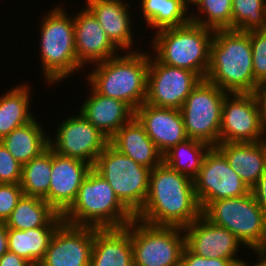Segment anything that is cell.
Segmentation results:
<instances>
[{"mask_svg":"<svg viewBox=\"0 0 266 266\" xmlns=\"http://www.w3.org/2000/svg\"><path fill=\"white\" fill-rule=\"evenodd\" d=\"M0 266H33L30 262L24 258L7 251L2 257H0Z\"/></svg>","mask_w":266,"mask_h":266,"instance_id":"cell-39","label":"cell"},{"mask_svg":"<svg viewBox=\"0 0 266 266\" xmlns=\"http://www.w3.org/2000/svg\"><path fill=\"white\" fill-rule=\"evenodd\" d=\"M202 215L217 226L232 232L253 254L266 245V214L253 193L209 202Z\"/></svg>","mask_w":266,"mask_h":266,"instance_id":"cell-7","label":"cell"},{"mask_svg":"<svg viewBox=\"0 0 266 266\" xmlns=\"http://www.w3.org/2000/svg\"><path fill=\"white\" fill-rule=\"evenodd\" d=\"M90 266H134L129 230L95 227Z\"/></svg>","mask_w":266,"mask_h":266,"instance_id":"cell-24","label":"cell"},{"mask_svg":"<svg viewBox=\"0 0 266 266\" xmlns=\"http://www.w3.org/2000/svg\"><path fill=\"white\" fill-rule=\"evenodd\" d=\"M150 53L145 103L180 109L202 78L190 70L163 64Z\"/></svg>","mask_w":266,"mask_h":266,"instance_id":"cell-13","label":"cell"},{"mask_svg":"<svg viewBox=\"0 0 266 266\" xmlns=\"http://www.w3.org/2000/svg\"><path fill=\"white\" fill-rule=\"evenodd\" d=\"M266 140L257 97L254 93H228L222 107L219 143Z\"/></svg>","mask_w":266,"mask_h":266,"instance_id":"cell-11","label":"cell"},{"mask_svg":"<svg viewBox=\"0 0 266 266\" xmlns=\"http://www.w3.org/2000/svg\"><path fill=\"white\" fill-rule=\"evenodd\" d=\"M252 65L255 81H266V30L250 31Z\"/></svg>","mask_w":266,"mask_h":266,"instance_id":"cell-34","label":"cell"},{"mask_svg":"<svg viewBox=\"0 0 266 266\" xmlns=\"http://www.w3.org/2000/svg\"><path fill=\"white\" fill-rule=\"evenodd\" d=\"M155 32L149 44L151 55L163 64L187 69L206 78L215 30L190 21Z\"/></svg>","mask_w":266,"mask_h":266,"instance_id":"cell-6","label":"cell"},{"mask_svg":"<svg viewBox=\"0 0 266 266\" xmlns=\"http://www.w3.org/2000/svg\"><path fill=\"white\" fill-rule=\"evenodd\" d=\"M211 148L205 142L187 138L163 154V162L173 170L190 177L198 175L204 157Z\"/></svg>","mask_w":266,"mask_h":266,"instance_id":"cell-30","label":"cell"},{"mask_svg":"<svg viewBox=\"0 0 266 266\" xmlns=\"http://www.w3.org/2000/svg\"><path fill=\"white\" fill-rule=\"evenodd\" d=\"M36 116L28 123L17 127L0 142L22 165L39 156L49 147V135ZM48 134V135H46Z\"/></svg>","mask_w":266,"mask_h":266,"instance_id":"cell-26","label":"cell"},{"mask_svg":"<svg viewBox=\"0 0 266 266\" xmlns=\"http://www.w3.org/2000/svg\"><path fill=\"white\" fill-rule=\"evenodd\" d=\"M246 260H226L200 257L192 253L186 246L181 255L180 266H243Z\"/></svg>","mask_w":266,"mask_h":266,"instance_id":"cell-37","label":"cell"},{"mask_svg":"<svg viewBox=\"0 0 266 266\" xmlns=\"http://www.w3.org/2000/svg\"><path fill=\"white\" fill-rule=\"evenodd\" d=\"M257 97L264 125L266 126V81L258 84L254 92Z\"/></svg>","mask_w":266,"mask_h":266,"instance_id":"cell-40","label":"cell"},{"mask_svg":"<svg viewBox=\"0 0 266 266\" xmlns=\"http://www.w3.org/2000/svg\"><path fill=\"white\" fill-rule=\"evenodd\" d=\"M93 166L83 160L64 157L52 150L49 205L63 214L76 199L82 182Z\"/></svg>","mask_w":266,"mask_h":266,"instance_id":"cell-18","label":"cell"},{"mask_svg":"<svg viewBox=\"0 0 266 266\" xmlns=\"http://www.w3.org/2000/svg\"><path fill=\"white\" fill-rule=\"evenodd\" d=\"M93 168L110 184L120 202L136 216L147 198L151 169L136 163L110 143L97 157Z\"/></svg>","mask_w":266,"mask_h":266,"instance_id":"cell-8","label":"cell"},{"mask_svg":"<svg viewBox=\"0 0 266 266\" xmlns=\"http://www.w3.org/2000/svg\"><path fill=\"white\" fill-rule=\"evenodd\" d=\"M142 18L146 26L156 31L189 23L190 8L182 0H141Z\"/></svg>","mask_w":266,"mask_h":266,"instance_id":"cell-28","label":"cell"},{"mask_svg":"<svg viewBox=\"0 0 266 266\" xmlns=\"http://www.w3.org/2000/svg\"><path fill=\"white\" fill-rule=\"evenodd\" d=\"M193 184L201 209L211 201L241 197L251 191L216 147L206 153Z\"/></svg>","mask_w":266,"mask_h":266,"instance_id":"cell-14","label":"cell"},{"mask_svg":"<svg viewBox=\"0 0 266 266\" xmlns=\"http://www.w3.org/2000/svg\"><path fill=\"white\" fill-rule=\"evenodd\" d=\"M22 164L0 142V183L17 184L21 182Z\"/></svg>","mask_w":266,"mask_h":266,"instance_id":"cell-35","label":"cell"},{"mask_svg":"<svg viewBox=\"0 0 266 266\" xmlns=\"http://www.w3.org/2000/svg\"><path fill=\"white\" fill-rule=\"evenodd\" d=\"M62 218L63 222L75 226L121 228L135 216L120 202L103 176L92 168Z\"/></svg>","mask_w":266,"mask_h":266,"instance_id":"cell-4","label":"cell"},{"mask_svg":"<svg viewBox=\"0 0 266 266\" xmlns=\"http://www.w3.org/2000/svg\"><path fill=\"white\" fill-rule=\"evenodd\" d=\"M57 227H37L25 231L8 229V251L24 258L33 266L43 259Z\"/></svg>","mask_w":266,"mask_h":266,"instance_id":"cell-29","label":"cell"},{"mask_svg":"<svg viewBox=\"0 0 266 266\" xmlns=\"http://www.w3.org/2000/svg\"><path fill=\"white\" fill-rule=\"evenodd\" d=\"M185 246L194 254L214 259L243 260L237 257L241 242L229 230L217 226L203 215L183 228Z\"/></svg>","mask_w":266,"mask_h":266,"instance_id":"cell-16","label":"cell"},{"mask_svg":"<svg viewBox=\"0 0 266 266\" xmlns=\"http://www.w3.org/2000/svg\"><path fill=\"white\" fill-rule=\"evenodd\" d=\"M140 51L120 53L93 65L86 75L89 86L98 94L124 101L135 111L145 103L149 69V52Z\"/></svg>","mask_w":266,"mask_h":266,"instance_id":"cell-3","label":"cell"},{"mask_svg":"<svg viewBox=\"0 0 266 266\" xmlns=\"http://www.w3.org/2000/svg\"><path fill=\"white\" fill-rule=\"evenodd\" d=\"M51 168L52 149L50 147L22 165L20 185L24 195L43 198L49 204Z\"/></svg>","mask_w":266,"mask_h":266,"instance_id":"cell-31","label":"cell"},{"mask_svg":"<svg viewBox=\"0 0 266 266\" xmlns=\"http://www.w3.org/2000/svg\"><path fill=\"white\" fill-rule=\"evenodd\" d=\"M64 118L49 136V147L58 155L83 160L94 166L97 157L109 144V138L94 127L80 111Z\"/></svg>","mask_w":266,"mask_h":266,"instance_id":"cell-12","label":"cell"},{"mask_svg":"<svg viewBox=\"0 0 266 266\" xmlns=\"http://www.w3.org/2000/svg\"><path fill=\"white\" fill-rule=\"evenodd\" d=\"M8 228L5 223H0V257L8 251Z\"/></svg>","mask_w":266,"mask_h":266,"instance_id":"cell-41","label":"cell"},{"mask_svg":"<svg viewBox=\"0 0 266 266\" xmlns=\"http://www.w3.org/2000/svg\"><path fill=\"white\" fill-rule=\"evenodd\" d=\"M189 7L192 6L197 0H182ZM191 4V5H190Z\"/></svg>","mask_w":266,"mask_h":266,"instance_id":"cell-44","label":"cell"},{"mask_svg":"<svg viewBox=\"0 0 266 266\" xmlns=\"http://www.w3.org/2000/svg\"><path fill=\"white\" fill-rule=\"evenodd\" d=\"M206 80L228 93H254L250 31L215 30Z\"/></svg>","mask_w":266,"mask_h":266,"instance_id":"cell-2","label":"cell"},{"mask_svg":"<svg viewBox=\"0 0 266 266\" xmlns=\"http://www.w3.org/2000/svg\"><path fill=\"white\" fill-rule=\"evenodd\" d=\"M255 258H257V261L256 263H252L253 265L251 264V266H266V260L259 253H257ZM248 262L247 260L243 266H250Z\"/></svg>","mask_w":266,"mask_h":266,"instance_id":"cell-42","label":"cell"},{"mask_svg":"<svg viewBox=\"0 0 266 266\" xmlns=\"http://www.w3.org/2000/svg\"><path fill=\"white\" fill-rule=\"evenodd\" d=\"M190 8L198 10L190 13L191 22L213 30L232 29V0H197Z\"/></svg>","mask_w":266,"mask_h":266,"instance_id":"cell-32","label":"cell"},{"mask_svg":"<svg viewBox=\"0 0 266 266\" xmlns=\"http://www.w3.org/2000/svg\"><path fill=\"white\" fill-rule=\"evenodd\" d=\"M23 195L20 183H0V223L6 222Z\"/></svg>","mask_w":266,"mask_h":266,"instance_id":"cell-36","label":"cell"},{"mask_svg":"<svg viewBox=\"0 0 266 266\" xmlns=\"http://www.w3.org/2000/svg\"><path fill=\"white\" fill-rule=\"evenodd\" d=\"M57 6L41 17L39 29L41 68L43 78L50 87L84 70L76 55L73 16L68 14L63 5Z\"/></svg>","mask_w":266,"mask_h":266,"instance_id":"cell-5","label":"cell"},{"mask_svg":"<svg viewBox=\"0 0 266 266\" xmlns=\"http://www.w3.org/2000/svg\"><path fill=\"white\" fill-rule=\"evenodd\" d=\"M216 148L251 190L266 168V140L219 143Z\"/></svg>","mask_w":266,"mask_h":266,"instance_id":"cell-23","label":"cell"},{"mask_svg":"<svg viewBox=\"0 0 266 266\" xmlns=\"http://www.w3.org/2000/svg\"><path fill=\"white\" fill-rule=\"evenodd\" d=\"M259 254L266 260V245L263 247V249L259 252Z\"/></svg>","mask_w":266,"mask_h":266,"instance_id":"cell-43","label":"cell"},{"mask_svg":"<svg viewBox=\"0 0 266 266\" xmlns=\"http://www.w3.org/2000/svg\"><path fill=\"white\" fill-rule=\"evenodd\" d=\"M135 117L162 154L188 138L180 109L143 103L135 110Z\"/></svg>","mask_w":266,"mask_h":266,"instance_id":"cell-19","label":"cell"},{"mask_svg":"<svg viewBox=\"0 0 266 266\" xmlns=\"http://www.w3.org/2000/svg\"><path fill=\"white\" fill-rule=\"evenodd\" d=\"M63 222L43 198L23 195L5 225L8 229L28 230L37 227H58Z\"/></svg>","mask_w":266,"mask_h":266,"instance_id":"cell-25","label":"cell"},{"mask_svg":"<svg viewBox=\"0 0 266 266\" xmlns=\"http://www.w3.org/2000/svg\"><path fill=\"white\" fill-rule=\"evenodd\" d=\"M73 19L76 55L84 70L86 64L95 65L121 53L86 6L75 13Z\"/></svg>","mask_w":266,"mask_h":266,"instance_id":"cell-17","label":"cell"},{"mask_svg":"<svg viewBox=\"0 0 266 266\" xmlns=\"http://www.w3.org/2000/svg\"><path fill=\"white\" fill-rule=\"evenodd\" d=\"M228 92L202 79L187 97L180 112L188 138L219 144V134L224 98Z\"/></svg>","mask_w":266,"mask_h":266,"instance_id":"cell-10","label":"cell"},{"mask_svg":"<svg viewBox=\"0 0 266 266\" xmlns=\"http://www.w3.org/2000/svg\"><path fill=\"white\" fill-rule=\"evenodd\" d=\"M95 227L62 222L38 266H90Z\"/></svg>","mask_w":266,"mask_h":266,"instance_id":"cell-15","label":"cell"},{"mask_svg":"<svg viewBox=\"0 0 266 266\" xmlns=\"http://www.w3.org/2000/svg\"><path fill=\"white\" fill-rule=\"evenodd\" d=\"M109 143L122 154L151 170L163 162V154L135 116L109 139Z\"/></svg>","mask_w":266,"mask_h":266,"instance_id":"cell-22","label":"cell"},{"mask_svg":"<svg viewBox=\"0 0 266 266\" xmlns=\"http://www.w3.org/2000/svg\"><path fill=\"white\" fill-rule=\"evenodd\" d=\"M232 29L266 30V0H232Z\"/></svg>","mask_w":266,"mask_h":266,"instance_id":"cell-33","label":"cell"},{"mask_svg":"<svg viewBox=\"0 0 266 266\" xmlns=\"http://www.w3.org/2000/svg\"><path fill=\"white\" fill-rule=\"evenodd\" d=\"M85 2L86 7L94 14L108 38L119 50L123 52L139 50V48L133 49L136 40L133 38L134 24L131 22L134 18H131L128 2L125 0H86Z\"/></svg>","mask_w":266,"mask_h":266,"instance_id":"cell-20","label":"cell"},{"mask_svg":"<svg viewBox=\"0 0 266 266\" xmlns=\"http://www.w3.org/2000/svg\"><path fill=\"white\" fill-rule=\"evenodd\" d=\"M131 236L134 266H180L185 232L176 226H155L133 219L125 226Z\"/></svg>","mask_w":266,"mask_h":266,"instance_id":"cell-9","label":"cell"},{"mask_svg":"<svg viewBox=\"0 0 266 266\" xmlns=\"http://www.w3.org/2000/svg\"><path fill=\"white\" fill-rule=\"evenodd\" d=\"M88 88L91 96H86L78 110L110 139L135 116V111L124 101L98 94L91 87Z\"/></svg>","mask_w":266,"mask_h":266,"instance_id":"cell-21","label":"cell"},{"mask_svg":"<svg viewBox=\"0 0 266 266\" xmlns=\"http://www.w3.org/2000/svg\"><path fill=\"white\" fill-rule=\"evenodd\" d=\"M202 215L193 180L164 162L149 176V190L141 211L135 216L155 226L184 228Z\"/></svg>","mask_w":266,"mask_h":266,"instance_id":"cell-1","label":"cell"},{"mask_svg":"<svg viewBox=\"0 0 266 266\" xmlns=\"http://www.w3.org/2000/svg\"><path fill=\"white\" fill-rule=\"evenodd\" d=\"M257 204L266 214V168L256 185L251 189Z\"/></svg>","mask_w":266,"mask_h":266,"instance_id":"cell-38","label":"cell"},{"mask_svg":"<svg viewBox=\"0 0 266 266\" xmlns=\"http://www.w3.org/2000/svg\"><path fill=\"white\" fill-rule=\"evenodd\" d=\"M31 89L22 83L0 96V140L35 117L31 111Z\"/></svg>","mask_w":266,"mask_h":266,"instance_id":"cell-27","label":"cell"}]
</instances>
